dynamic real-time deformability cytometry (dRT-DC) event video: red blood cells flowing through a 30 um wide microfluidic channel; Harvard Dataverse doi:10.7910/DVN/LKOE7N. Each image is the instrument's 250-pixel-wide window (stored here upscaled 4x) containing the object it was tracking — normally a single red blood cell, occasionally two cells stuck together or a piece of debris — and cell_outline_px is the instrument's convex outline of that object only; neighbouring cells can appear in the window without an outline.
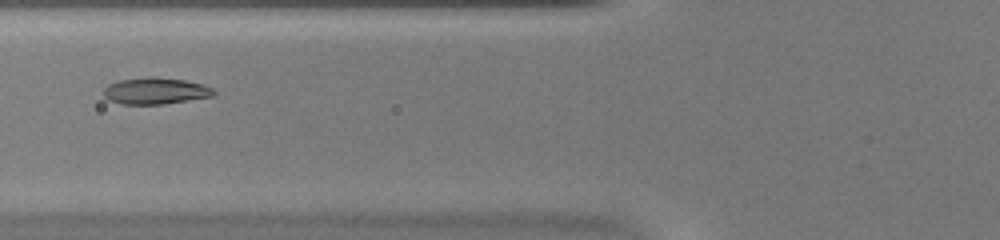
{"species": "common noctule bat (a hibernating species)", "species_latin": "Nyctalus noctula", "temperature_condition": "warm", "stored_images_in_passage": 42, "camera_frame_rate_fps": 3000, "um_per_image_px": 0.085, "animal": {"sex": "female", "body_mass_g": 20.0, "forearm_length_mm": 54.0}, "frame": {"image": 1, "passage_image": 11, "time_ms": 3.333, "image_size_px": [1000, 240], "cell_outline_px": [[216, 92], [212, 96], [164, 104], [120, 104], [108, 100], [104, 96], [104, 88], [108, 84], [120, 80], [152, 76], [184, 80], [200, 84], [212, 88]], "centroid_in_image_um": [13.17, 7.73], "position_along_channel_um": 112.6, "area_um2": 16.94}}
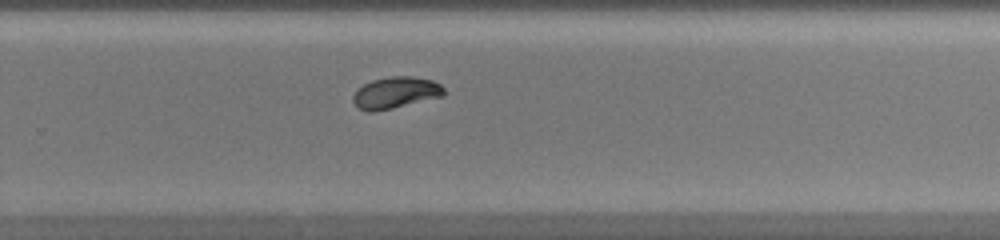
{"frame": {"image": 2, "passage_image": 25, "time_ms": 8.0, "image_size_px": [1000, 240], "cell_outline_px": [[444, 96], [392, 108], [372, 112], [368, 112], [356, 108], [352, 100], [352, 96], [364, 84], [372, 80], [392, 76], [412, 76], [432, 80], [440, 84], [444, 88]], "centroid_in_image_um": [33.61, 7.88], "position_along_channel_um": 296.2, "area_um2": 16.7}}
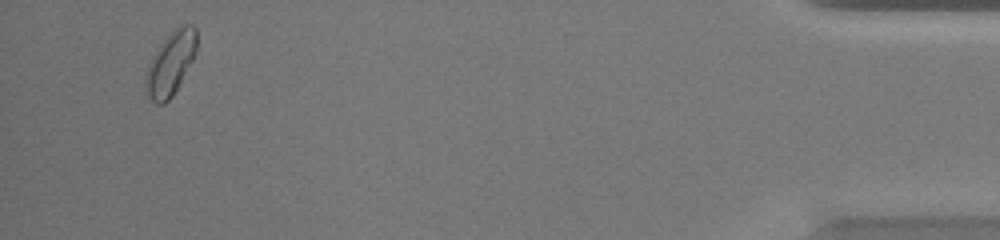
{"frame": {"image": 3, "passage_image": 40, "time_ms": 13.0, "image_size_px": [1000, 240], "cell_outline_px": [[196, 52], [180, 84], [172, 96], [164, 104], [156, 104], [148, 96], [144, 88], [144, 76], [152, 56], [160, 44], [176, 28], [184, 24], [192, 24], [196, 28]], "centroid_in_image_um": [14.48, 5.42], "position_along_channel_um": 420.7, "area_um2": 18.79}, "authors_computed_cell_mechanics": {"area_um2": 16.6464, "velocity_mm_per_s": 3.9379, "shape_relaxation_time_tau1_ms": 3.0107, "shape_relaxation_time_tau2_ms": null, "deformation_change_tau1": 0.1449, "deformation_change_tau2": null}}